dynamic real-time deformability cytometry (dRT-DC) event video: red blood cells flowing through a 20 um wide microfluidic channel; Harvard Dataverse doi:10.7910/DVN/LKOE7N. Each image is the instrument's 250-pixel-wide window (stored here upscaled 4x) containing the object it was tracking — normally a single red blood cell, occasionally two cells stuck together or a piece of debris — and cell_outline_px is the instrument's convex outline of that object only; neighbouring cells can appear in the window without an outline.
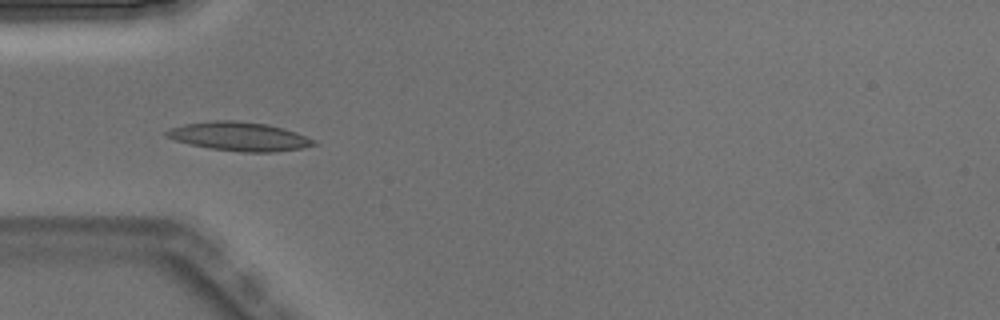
{"species": "Egyptian fruit bat (a non-hibernating species)", "species_latin": "Rousettus aegyptiacus", "temperature_condition": "warm", "stored_images_in_passage": 7, "camera_frame_rate_fps": 3000, "um_per_image_px": 0.085, "animal": {"sex": "male"}, "frame": {"image": 1, "passage_image": 5, "time_ms": 1.333, "image_size_px": [1000, 320], "cell_outline_px": [[320, 144], [304, 148], [272, 152], [244, 152], [212, 148], [192, 144], [176, 140], [164, 136], [164, 132], [168, 128], [184, 124], [212, 120], [236, 120], [268, 124], [296, 132], [316, 140]], "centroid_in_image_um": [20.37, 11.59], "position_along_channel_um": 64.6, "area_um2": 24.8}}